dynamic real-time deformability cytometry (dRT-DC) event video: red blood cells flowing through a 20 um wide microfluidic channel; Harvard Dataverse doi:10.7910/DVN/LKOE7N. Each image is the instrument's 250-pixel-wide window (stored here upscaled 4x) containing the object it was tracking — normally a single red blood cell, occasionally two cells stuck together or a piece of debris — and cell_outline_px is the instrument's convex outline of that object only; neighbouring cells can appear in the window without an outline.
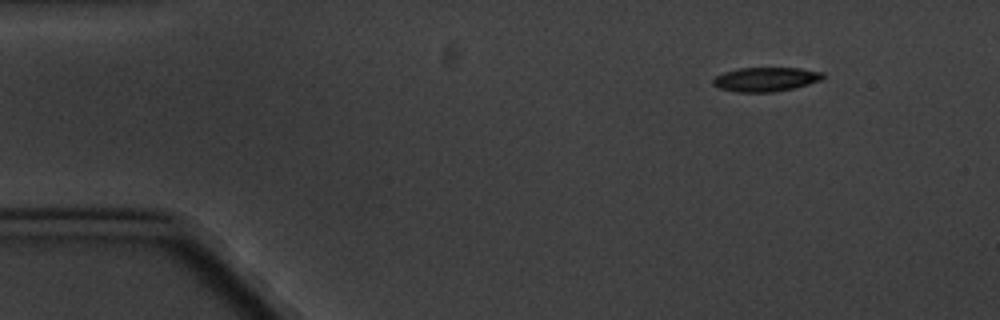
{"species": "common noctule bat (a hibernating species)", "species_latin": "Nyctalus noctula", "temperature_condition": "cold", "stored_images_in_passage": 4, "camera_frame_rate_fps": 3000, "um_per_image_px": 0.085, "animal": {"sex": "male", "body_mass_g": 20.1, "forearm_length_mm": 53.5}, "frame": {"image": 1, "passage_image": 1, "time_ms": 0.0, "image_size_px": [1000, 320], "cell_outline_px": [[824, 76], [820, 80], [808, 84], [792, 88], [772, 92], [736, 92], [720, 88], [712, 84], [712, 80], [716, 76], [724, 72], [740, 68], [800, 68], [824, 72]], "centroid_in_image_um": [65.07, 6.74], "position_along_channel_um": 19.9, "area_um2": 15.37}}
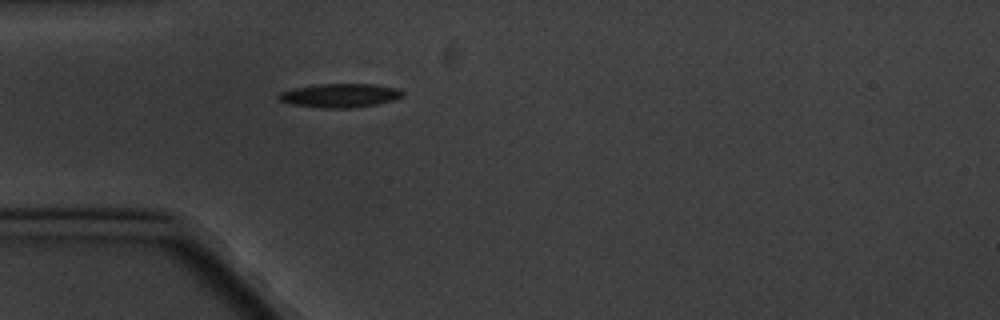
{"frame": {"image": 2, "passage_image": 4, "time_ms": 3.333, "image_size_px": [1000, 320], "cell_outline_px": [[404, 96], [392, 100], [376, 104], [348, 108], [324, 108], [292, 104], [280, 100], [276, 96], [280, 92], [296, 88], [320, 84], [372, 84], [396, 88], [404, 92]], "centroid_in_image_um": [28.9, 8.11], "position_along_channel_um": 56.1, "area_um2": 16.94}}